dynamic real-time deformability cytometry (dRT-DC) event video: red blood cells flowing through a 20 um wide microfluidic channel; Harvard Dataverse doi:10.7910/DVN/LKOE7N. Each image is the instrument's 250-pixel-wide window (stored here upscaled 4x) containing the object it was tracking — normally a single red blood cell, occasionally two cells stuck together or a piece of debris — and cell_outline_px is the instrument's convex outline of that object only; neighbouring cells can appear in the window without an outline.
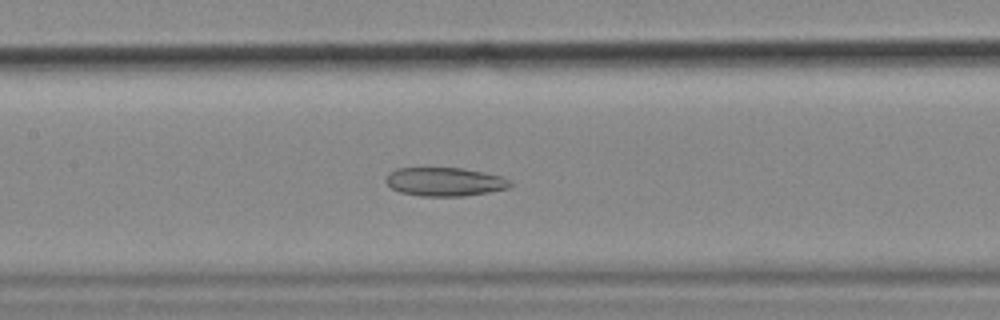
{"species": "common noctule bat (a hibernating species)", "species_latin": "Nyctalus noctula", "temperature_condition": "cold", "stored_images_in_passage": 56, "camera_frame_rate_fps": 3000, "um_per_image_px": 0.085, "animal": {"sex": "female", "body_mass_g": 18.4}, "frame": {"image": 1, "passage_image": 25, "time_ms": 8.0, "image_size_px": [1000, 320], "cell_outline_px": [[512, 184], [508, 188], [488, 192], [464, 196], [420, 196], [400, 192], [392, 188], [384, 180], [396, 168], [460, 168], [504, 176], [512, 180]], "centroid_in_image_um": [37.84, 15.45], "position_along_channel_um": 169.6, "area_um2": 20.69}, "authors_computed_cell_mechanics": {"area_um2": 29.3335, "velocity_mm_per_s": 3.5436, "shape_relaxation_time_tau1_ms": null, "shape_relaxation_time_tau2_ms": 2.0374, "deformation_change_tau1": null, "deformation_change_tau2": 0.063}}